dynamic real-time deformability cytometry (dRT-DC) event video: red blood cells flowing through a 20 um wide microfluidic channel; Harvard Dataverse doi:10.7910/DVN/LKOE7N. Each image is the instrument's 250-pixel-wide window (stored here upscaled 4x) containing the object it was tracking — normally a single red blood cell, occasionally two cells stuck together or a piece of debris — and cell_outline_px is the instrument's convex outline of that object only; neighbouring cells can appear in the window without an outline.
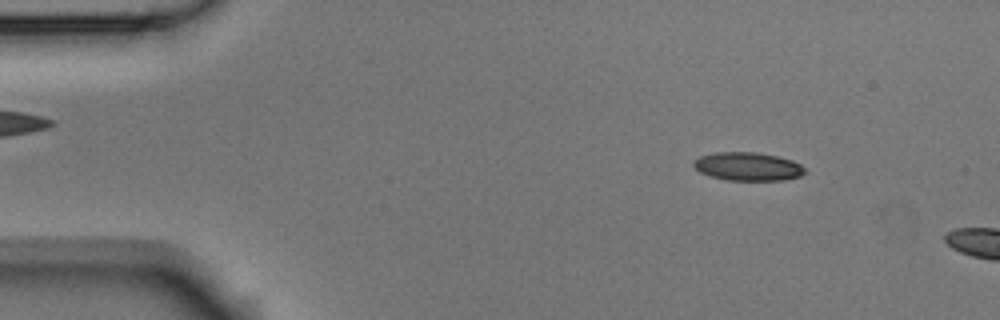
{"species": "Egyptian fruit bat (a non-hibernating species)", "species_latin": "Rousettus aegyptiacus", "temperature_condition": "room temperature", "stored_images_in_passage": 3, "camera_frame_rate_fps": 3000, "um_per_image_px": 0.085, "animal": {"sex": "male"}, "frame": {"image": 1, "passage_image": 1, "time_ms": 0.0, "image_size_px": [1000, 320], "cell_outline_px": [[804, 172], [800, 176], [784, 180], [728, 180], [708, 176], [700, 172], [692, 164], [692, 160], [700, 156], [716, 152], [756, 152], [776, 156], [792, 160], [800, 164], [804, 168]], "centroid_in_image_um": [63.52, 14.15], "position_along_channel_um": 21.5, "area_um2": 18.38}}